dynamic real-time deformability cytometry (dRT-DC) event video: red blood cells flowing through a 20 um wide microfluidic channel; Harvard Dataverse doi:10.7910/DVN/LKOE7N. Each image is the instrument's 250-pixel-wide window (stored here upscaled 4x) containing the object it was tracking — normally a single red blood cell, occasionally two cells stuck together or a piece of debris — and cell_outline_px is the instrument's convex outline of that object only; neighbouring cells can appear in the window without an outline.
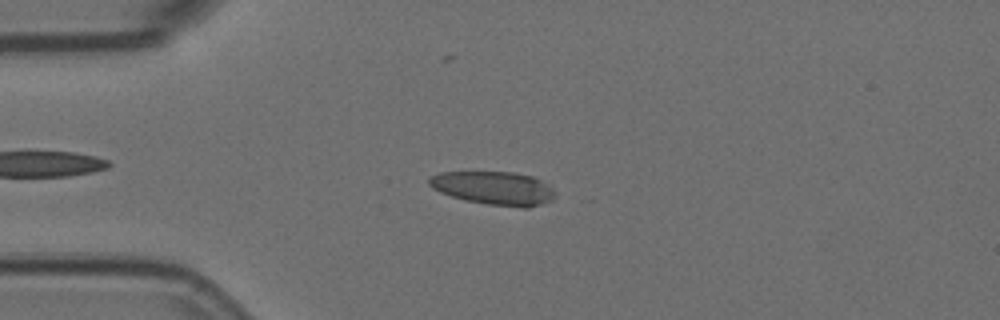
{"species": "Egyptian fruit bat (a non-hibernating species)", "species_latin": "Rousettus aegyptiacus", "temperature_condition": "room temperature", "stored_images_in_passage": 5, "camera_frame_rate_fps": 3000, "um_per_image_px": 0.085, "animal": {"sex": "female"}, "frame": {"image": 1, "passage_image": 3, "time_ms": 0.667, "image_size_px": [1000, 320], "cell_outline_px": [[556, 192], [552, 200], [528, 208], [520, 208], [488, 204], [464, 200], [440, 192], [432, 188], [428, 184], [428, 176], [440, 172], [512, 172], [532, 176], [540, 180], [552, 188]], "centroid_in_image_um": [41.95, 15.99], "position_along_channel_um": 43.1, "area_um2": 24.62}}